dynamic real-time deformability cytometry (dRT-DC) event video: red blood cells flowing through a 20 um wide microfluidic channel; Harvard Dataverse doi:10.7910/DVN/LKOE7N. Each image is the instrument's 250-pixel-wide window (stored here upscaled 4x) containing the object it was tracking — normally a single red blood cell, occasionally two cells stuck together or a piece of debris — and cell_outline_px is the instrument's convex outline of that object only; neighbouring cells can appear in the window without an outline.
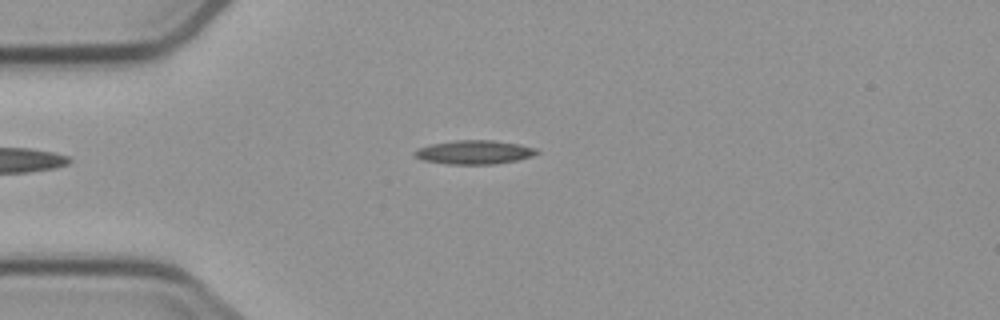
{"species": "common noctule bat (a hibernating species)", "species_latin": "Nyctalus noctula", "temperature_condition": "cold", "stored_images_in_passage": 1, "camera_frame_rate_fps": 3000, "um_per_image_px": 0.085, "animal": {"sex": "male", "body_mass_g": 23.1, "forearm_length_mm": 52.7}, "frame": {"image": 1, "passage_image": 1, "time_ms": 0.0, "image_size_px": [1000, 320], "cell_outline_px": [[540, 152], [532, 156], [516, 160], [492, 164], [448, 164], [424, 160], [416, 156], [412, 152], [416, 148], [432, 144], [456, 140], [492, 140], [516, 144], [536, 148]], "centroid_in_image_um": [40.29, 12.93], "position_along_channel_um": 44.7, "area_um2": 16.76}}